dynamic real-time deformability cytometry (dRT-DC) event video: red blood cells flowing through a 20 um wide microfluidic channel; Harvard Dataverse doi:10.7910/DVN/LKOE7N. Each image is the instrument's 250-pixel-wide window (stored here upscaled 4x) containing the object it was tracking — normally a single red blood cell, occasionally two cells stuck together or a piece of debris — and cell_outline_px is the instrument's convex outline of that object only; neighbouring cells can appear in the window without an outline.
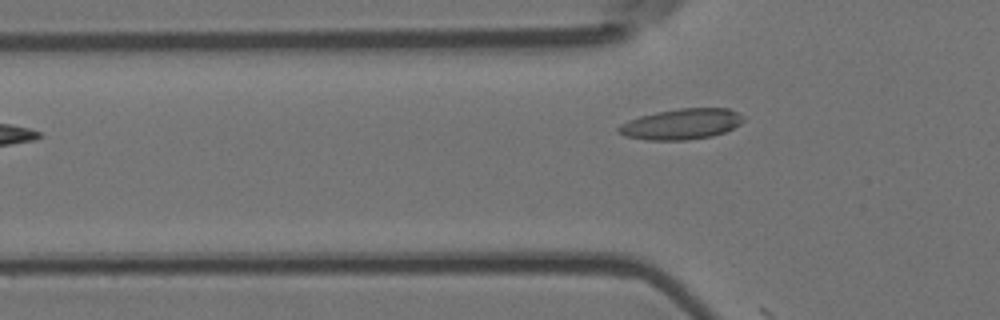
{"species": "Egyptian fruit bat (a non-hibernating species)", "species_latin": "Rousettus aegyptiacus", "temperature_condition": "room temperature", "stored_images_in_passage": 2, "camera_frame_rate_fps": 3000, "um_per_image_px": 0.085, "animal": {"sex": "female"}, "frame": {"image": 1, "passage_image": 2, "time_ms": 0.333, "image_size_px": [1000, 320], "cell_outline_px": [[744, 120], [740, 124], [724, 132], [712, 136], [688, 140], [648, 140], [624, 136], [616, 132], [616, 128], [620, 124], [628, 120], [640, 116], [656, 112], [680, 108], [728, 108], [744, 116]], "centroid_in_image_um": [57.89, 10.55], "position_along_channel_um": 67.9, "area_um2": 22.43}}